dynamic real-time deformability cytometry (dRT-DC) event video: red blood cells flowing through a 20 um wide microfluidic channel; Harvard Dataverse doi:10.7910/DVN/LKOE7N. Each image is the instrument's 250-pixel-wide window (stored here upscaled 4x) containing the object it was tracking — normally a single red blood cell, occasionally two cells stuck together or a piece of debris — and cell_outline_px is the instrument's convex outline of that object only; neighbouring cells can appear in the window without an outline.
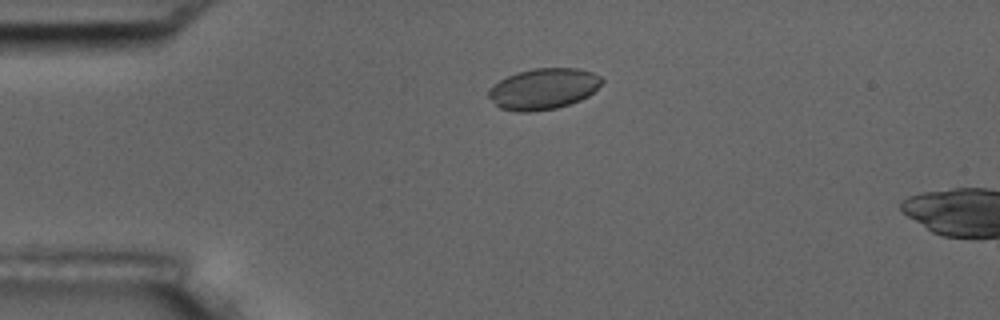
{"species": "common noctule bat (a hibernating species)", "species_latin": "Nyctalus noctula", "temperature_condition": "room temperature", "stored_images_in_passage": 6, "camera_frame_rate_fps": 3000, "um_per_image_px": 0.085, "animal": {"sex": "male", "body_mass_g": 17.5, "forearm_length_mm": 52.3}, "frame": {"image": 1, "passage_image": 4, "time_ms": 3.333, "image_size_px": [1000, 320], "cell_outline_px": [[604, 80], [588, 96], [580, 100], [556, 108], [532, 112], [516, 112], [500, 108], [488, 96], [488, 88], [492, 84], [516, 72], [536, 68], [580, 68], [592, 72], [600, 76]], "centroid_in_image_um": [46.16, 7.55], "position_along_channel_um": 38.8, "area_um2": 27.11}}